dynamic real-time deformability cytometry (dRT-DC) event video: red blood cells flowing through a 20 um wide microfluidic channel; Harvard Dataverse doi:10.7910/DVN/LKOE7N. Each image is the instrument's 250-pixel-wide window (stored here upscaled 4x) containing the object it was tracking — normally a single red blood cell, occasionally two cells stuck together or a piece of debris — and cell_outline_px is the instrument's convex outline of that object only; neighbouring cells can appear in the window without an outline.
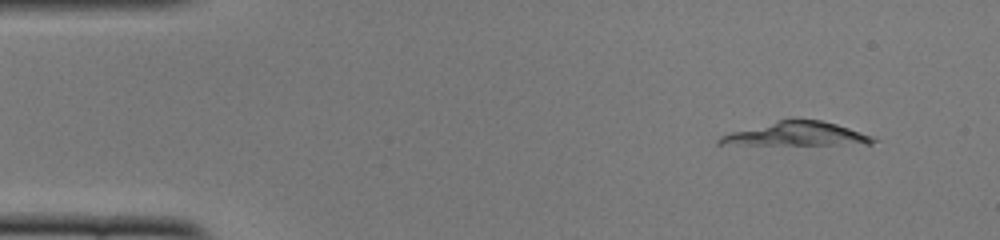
{"species": "common noctule bat (a hibernating species)", "species_latin": "Nyctalus noctula", "temperature_condition": "cold", "stored_images_in_passage": 3, "camera_frame_rate_fps": 3000, "um_per_image_px": 0.085, "animal": {"sex": "female", "body_mass_g": 22.0, "forearm_length_mm": 56.7}, "frame": {"image": 1, "passage_image": 1, "time_ms": 0.0, "image_size_px": [1000, 240], "cell_outline_px": [[880, 140], [872, 144], [716, 144], [716, 140], [720, 136], [732, 132], [780, 120], [820, 120], [836, 124], [872, 136]], "centroid_in_image_um": [67.75, 11.41], "position_along_channel_um": 17.3, "area_um2": 20.63}}